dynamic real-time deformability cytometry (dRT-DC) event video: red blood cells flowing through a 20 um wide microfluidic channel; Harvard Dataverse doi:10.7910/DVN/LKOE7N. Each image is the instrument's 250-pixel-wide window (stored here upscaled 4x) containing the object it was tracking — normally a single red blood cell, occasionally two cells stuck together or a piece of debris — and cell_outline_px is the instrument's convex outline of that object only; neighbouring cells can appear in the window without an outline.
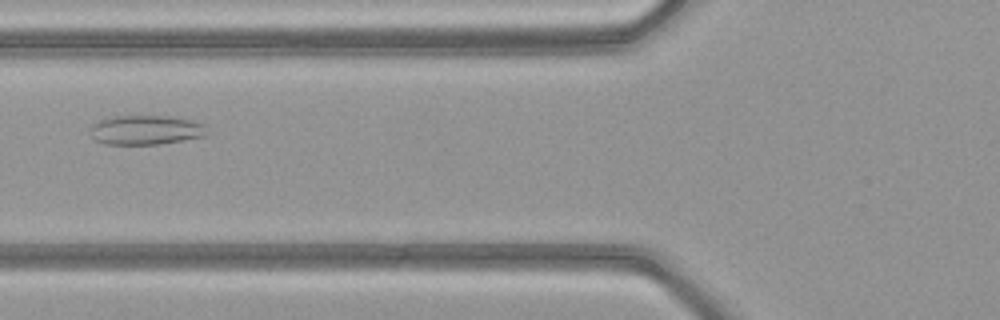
{"species": "common noctule bat (a hibernating species)", "species_latin": "Nyctalus noctula", "temperature_condition": "warm", "stored_images_in_passage": 44, "camera_frame_rate_fps": 3000, "um_per_image_px": 0.085, "animal": {"sex": "female", "body_mass_g": 21.9}, "frame": {"image": 1, "passage_image": 14, "time_ms": 4.333, "image_size_px": [1000, 320], "cell_outline_px": [[208, 136], [160, 144], [104, 144], [96, 140], [92, 136], [92, 124], [100, 120], [116, 116], [168, 116], [192, 120], [204, 124]], "centroid_in_image_um": [12.44, 11.05], "position_along_channel_um": 113.4, "area_um2": 19.94}}
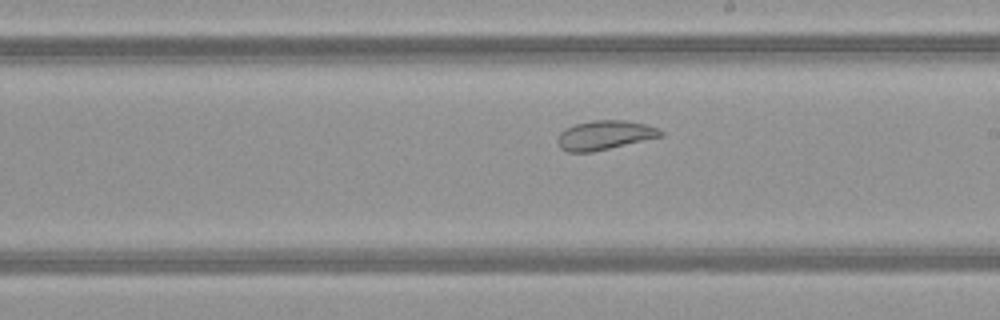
{"frame": {"image": 2, "passage_image": 23, "time_ms": 7.333, "image_size_px": [1000, 320], "cell_outline_px": [[664, 136], [592, 152], [568, 152], [560, 148], [556, 140], [560, 132], [564, 128], [576, 124], [592, 120], [624, 120], [644, 124], [660, 128], [664, 132]], "centroid_in_image_um": [51.4, 11.49], "position_along_channel_um": 237.6, "area_um2": 17.69}}
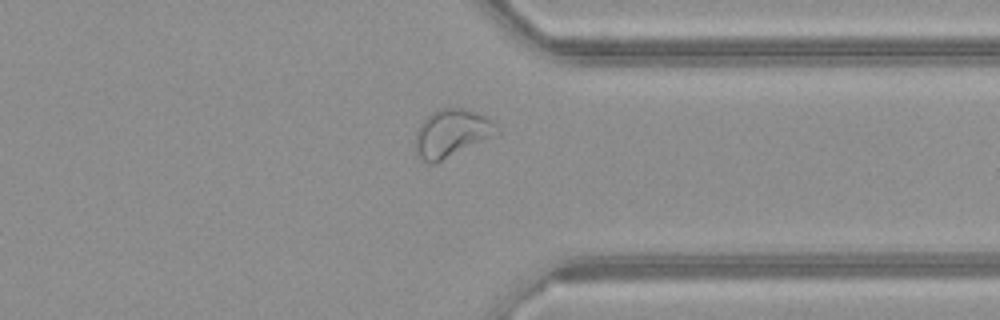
{"frame": {"image": 3, "passage_image": 33, "time_ms": 10.667, "image_size_px": [1000, 320], "cell_outline_px": [[500, 132], [496, 136], [436, 164], [428, 164], [416, 152], [416, 132], [420, 124], [432, 112], [440, 108], [464, 108], [476, 112], [492, 120], [500, 128]], "centroid_in_image_um": [38.44, 11.34], "position_along_channel_um": 373.0, "area_um2": 22.95}, "authors_computed_cell_mechanics": {"area_um2": 24.2182, "velocity_mm_per_s": 4.1316, "shape_relaxation_time_tau1_ms": null, "shape_relaxation_time_tau2_ms": 2.7791, "deformation_change_tau1": null, "deformation_change_tau2": 0.0865}}